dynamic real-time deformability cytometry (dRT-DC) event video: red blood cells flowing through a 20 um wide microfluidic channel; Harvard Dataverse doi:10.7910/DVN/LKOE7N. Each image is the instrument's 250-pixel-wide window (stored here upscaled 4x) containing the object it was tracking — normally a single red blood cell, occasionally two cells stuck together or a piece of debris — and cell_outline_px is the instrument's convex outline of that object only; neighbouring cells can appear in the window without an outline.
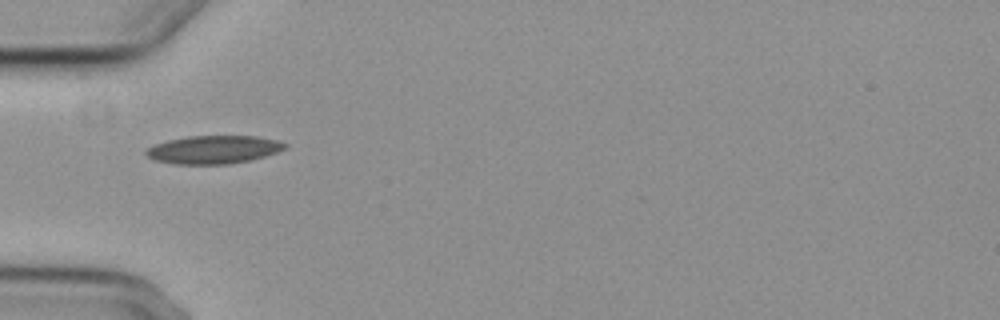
{"species": "common noctule bat (a hibernating species)", "species_latin": "Nyctalus noctula", "temperature_condition": "cold", "stored_images_in_passage": 3, "camera_frame_rate_fps": 3000, "um_per_image_px": 0.085, "animal": {"sex": "female", "body_mass_g": 29.2, "forearm_length_mm": 56.3}, "frame": {"image": 1, "passage_image": 1, "time_ms": 0.0, "image_size_px": [1000, 320], "cell_outline_px": [[288, 148], [264, 156], [248, 160], [228, 164], [176, 164], [156, 160], [148, 156], [144, 152], [144, 148], [168, 140], [188, 136], [256, 136], [280, 140], [288, 144]], "centroid_in_image_um": [18.17, 12.7], "position_along_channel_um": 66.8, "area_um2": 22.77}}
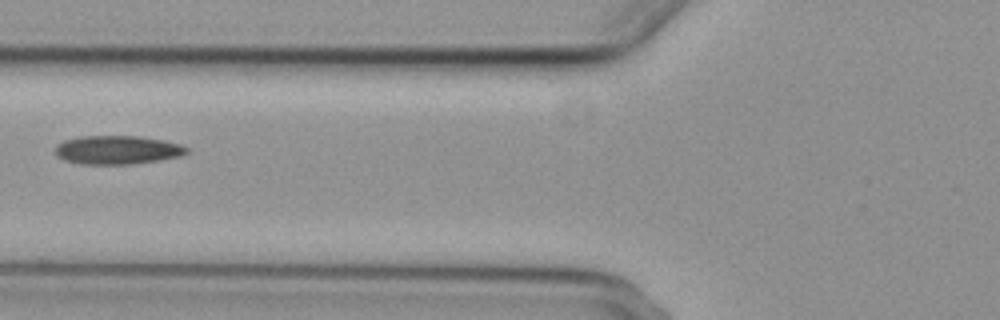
{"frame": {"image": 2, "passage_image": 2, "time_ms": 1.333, "image_size_px": [1000, 320], "cell_outline_px": [[188, 152], [180, 156], [160, 160], [132, 164], [80, 164], [64, 160], [56, 156], [56, 144], [64, 140], [80, 136], [140, 136], [164, 140], [180, 144], [188, 148]], "centroid_in_image_um": [9.96, 12.74], "position_along_channel_um": 115.8, "area_um2": 22.08}}
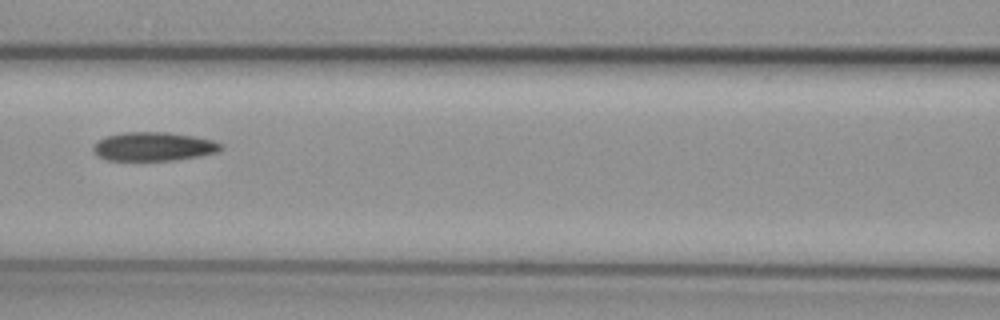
{"frame": {"image": 3, "passage_image": 3, "time_ms": 2.333, "image_size_px": [1000, 320], "cell_outline_px": [[224, 148], [220, 152], [200, 156], [176, 160], [104, 160], [96, 156], [92, 152], [92, 144], [96, 140], [108, 136], [124, 132], [168, 132], [196, 136], [212, 140], [224, 144]], "centroid_in_image_um": [13.06, 12.46], "position_along_channel_um": 153.5, "area_um2": 21.91}}